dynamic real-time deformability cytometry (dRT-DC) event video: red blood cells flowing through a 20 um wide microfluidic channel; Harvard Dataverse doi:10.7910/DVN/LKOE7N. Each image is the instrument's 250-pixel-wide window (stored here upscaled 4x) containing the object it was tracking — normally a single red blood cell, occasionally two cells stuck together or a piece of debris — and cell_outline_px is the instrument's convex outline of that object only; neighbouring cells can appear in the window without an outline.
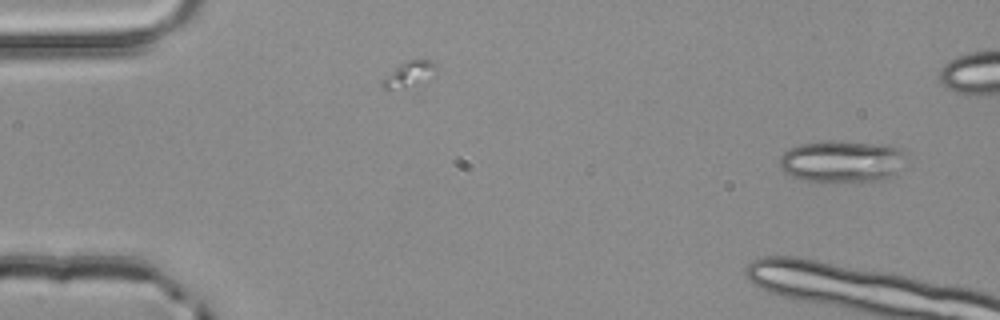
{"species": "common noctule bat (a hibernating species)", "species_latin": "Nyctalus noctula", "temperature_condition": "room temperature", "stored_images_in_passage": 6, "camera_frame_rate_fps": 3000, "um_per_image_px": 0.085, "animal": {"sex": "male", "body_mass_g": 20.4}, "frame": {"image": 1, "passage_image": 1, "time_ms": 0.0, "image_size_px": [1000, 320], "cell_outline_px": [[908, 152], [896, 172], [888, 180], [824, 184], [804, 180], [792, 176], [784, 172], [780, 168], [780, 156], [784, 152], [800, 144], [824, 140], [836, 140], [884, 144], [904, 148]], "centroid_in_image_um": [71.59, 13.73], "position_along_channel_um": 13.4, "area_um2": 32.08}}